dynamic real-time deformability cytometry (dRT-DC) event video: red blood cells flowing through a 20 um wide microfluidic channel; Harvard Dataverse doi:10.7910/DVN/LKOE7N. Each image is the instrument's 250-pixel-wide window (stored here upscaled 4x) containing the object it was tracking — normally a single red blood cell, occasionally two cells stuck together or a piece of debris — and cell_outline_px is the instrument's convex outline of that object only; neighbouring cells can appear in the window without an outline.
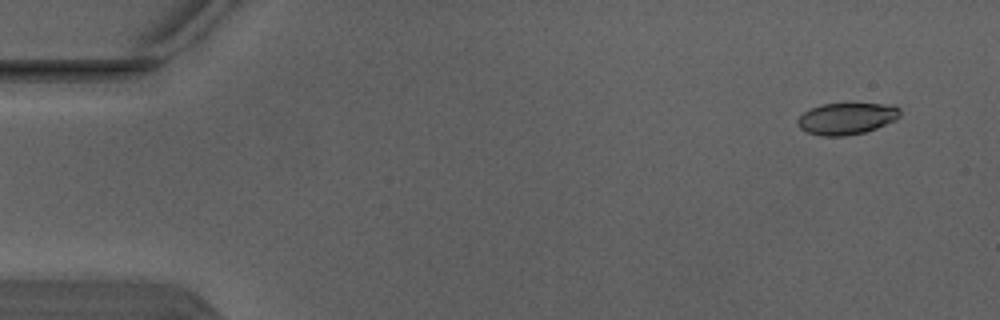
{"species": "Egyptian fruit bat (a non-hibernating species)", "species_latin": "Rousettus aegyptiacus", "temperature_condition": "warm", "stored_images_in_passage": 5, "segment_of_instrument_passage": [1, 2], "camera_frame_rate_fps": 3000, "um_per_image_px": 0.085, "animal": {"sex": "male"}, "frame": {"image": 1, "passage_image": 2, "time_ms": 0.333, "image_size_px": [1000, 320], "cell_outline_px": [[900, 116], [896, 120], [876, 128], [864, 132], [844, 136], [820, 136], [808, 132], [800, 128], [796, 124], [796, 120], [804, 112], [820, 104], [892, 104], [900, 108]], "centroid_in_image_um": [71.96, 10.08], "position_along_channel_um": 13.0, "area_um2": 18.9}}
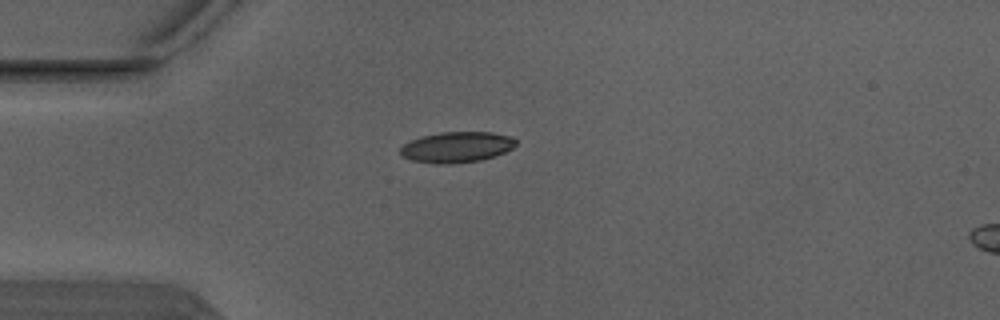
{"frame": {"image": 2, "passage_image": 4, "time_ms": 1.0, "image_size_px": [1000, 320], "cell_outline_px": [[516, 144], [512, 148], [504, 152], [480, 160], [448, 164], [436, 164], [412, 160], [400, 156], [400, 148], [404, 144], [420, 136], [440, 132], [492, 132], [512, 136], [516, 140]], "centroid_in_image_um": [38.8, 12.5], "position_along_channel_um": 46.2, "area_um2": 20.69}}